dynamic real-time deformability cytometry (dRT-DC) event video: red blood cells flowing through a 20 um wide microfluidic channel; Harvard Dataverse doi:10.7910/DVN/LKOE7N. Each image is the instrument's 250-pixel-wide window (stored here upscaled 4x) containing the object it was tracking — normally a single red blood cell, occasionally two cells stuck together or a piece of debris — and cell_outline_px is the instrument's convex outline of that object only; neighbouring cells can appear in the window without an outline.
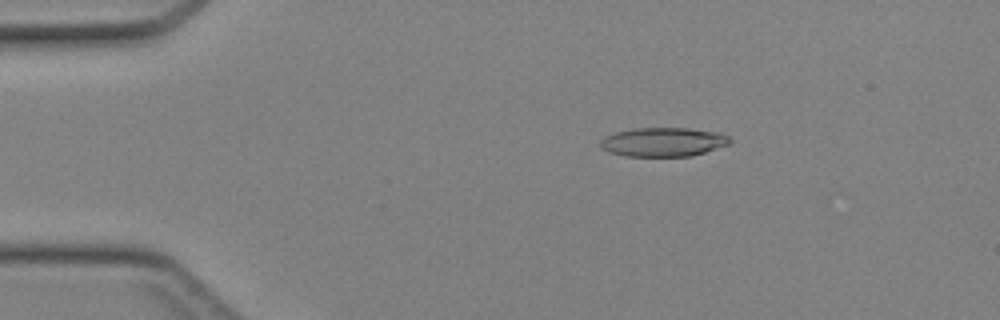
{"species": "Egyptian fruit bat (a non-hibernating species)", "species_latin": "Rousettus aegyptiacus", "temperature_condition": "cold", "stored_images_in_passage": 26, "camera_frame_rate_fps": 3000, "um_per_image_px": 0.085, "animal": {"sex": "female"}, "frame": {"image": 1, "passage_image": 5, "time_ms": 1.333, "image_size_px": [1000, 320], "cell_outline_px": [[732, 140], [728, 144], [692, 156], [624, 156], [608, 152], [600, 148], [600, 140], [604, 136], [616, 132], [636, 128], [688, 128], [720, 132], [728, 136]], "centroid_in_image_um": [56.35, 12.07], "position_along_channel_um": 28.7, "area_um2": 21.96}}
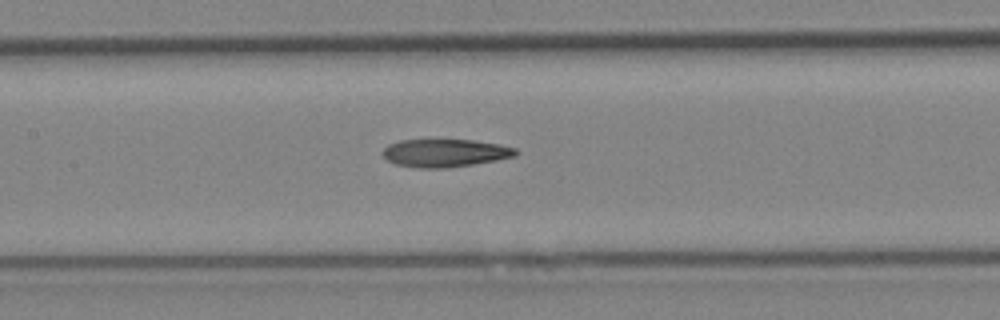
{"frame": {"image": 2, "passage_image": 18, "time_ms": 5.667, "image_size_px": [1000, 320], "cell_outline_px": [[520, 152], [516, 156], [496, 160], [472, 164], [440, 168], [420, 168], [396, 164], [388, 160], [384, 156], [384, 148], [388, 144], [400, 140], [472, 140], [500, 144], [516, 148]], "centroid_in_image_um": [37.86, 12.99], "position_along_channel_um": 169.5, "area_um2": 21.44}}
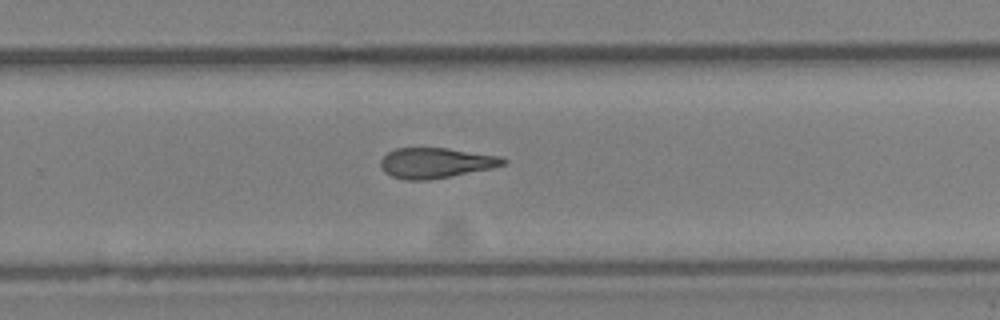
{"frame": {"image": 3, "passage_image": 26, "time_ms": 8.333, "image_size_px": [1000, 320], "cell_outline_px": [[508, 160], [504, 164], [492, 168], [452, 176], [428, 180], [404, 180], [392, 176], [384, 172], [380, 164], [380, 160], [388, 152], [396, 148], [448, 148], [500, 156]], "centroid_in_image_um": [37.03, 13.85], "position_along_channel_um": 292.8, "area_um2": 21.68}}